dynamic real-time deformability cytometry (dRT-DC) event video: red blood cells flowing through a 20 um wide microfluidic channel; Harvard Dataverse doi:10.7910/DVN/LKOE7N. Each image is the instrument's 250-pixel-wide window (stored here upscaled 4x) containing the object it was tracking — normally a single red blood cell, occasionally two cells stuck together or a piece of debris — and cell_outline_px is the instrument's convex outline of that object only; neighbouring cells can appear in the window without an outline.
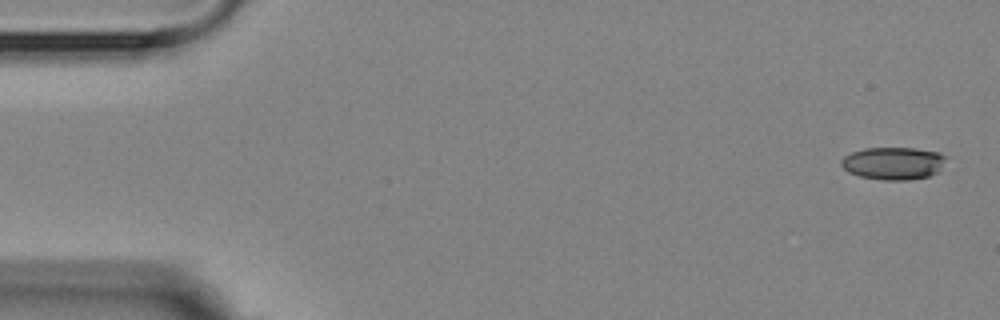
{"species": "Egyptian fruit bat (a non-hibernating species)", "species_latin": "Rousettus aegyptiacus", "temperature_condition": "room temperature", "stored_images_in_passage": 4, "camera_frame_rate_fps": 3000, "um_per_image_px": 0.085, "animal": {"sex": "female"}, "frame": {"image": 1, "passage_image": 1, "time_ms": 0.0, "image_size_px": [1000, 320], "cell_outline_px": [[944, 156], [936, 172], [928, 176], [908, 180], [884, 180], [860, 176], [848, 172], [840, 164], [840, 160], [844, 156], [852, 152], [864, 148], [916, 148], [936, 152]], "centroid_in_image_um": [75.83, 13.87], "position_along_channel_um": 9.2, "area_um2": 19.48}}